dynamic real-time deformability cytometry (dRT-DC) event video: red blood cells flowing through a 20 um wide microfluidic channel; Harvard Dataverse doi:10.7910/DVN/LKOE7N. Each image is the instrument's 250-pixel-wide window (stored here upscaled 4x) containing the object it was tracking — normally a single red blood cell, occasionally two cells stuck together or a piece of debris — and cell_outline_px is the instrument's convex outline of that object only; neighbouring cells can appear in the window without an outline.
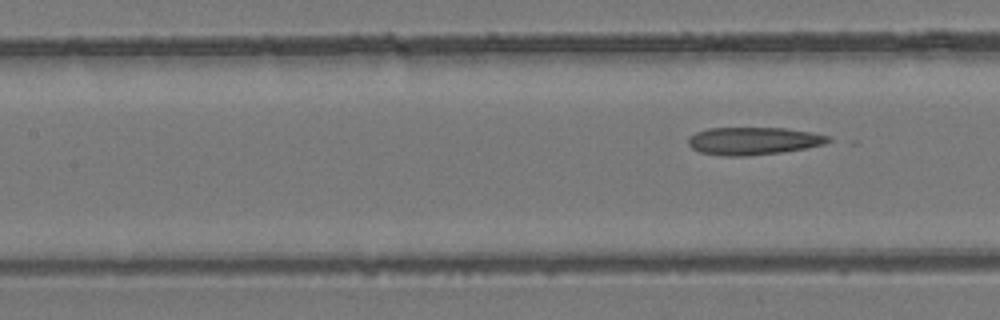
{"species": "common noctule bat (a hibernating species)", "species_latin": "Nyctalus noctula", "temperature_condition": "room temperature", "stored_images_in_passage": 6, "segment_of_instrument_passage": [2, 2], "camera_frame_rate_fps": 3000, "um_per_image_px": 0.085, "animal": {"sex": "female", "body_mass_g": 24.6, "forearm_length_mm": 56.2}, "frame": {"image": 1, "passage_image": 6, "time_ms": 7.0, "image_size_px": [1000, 320], "cell_outline_px": [[832, 140], [824, 144], [804, 148], [780, 152], [748, 156], [724, 156], [700, 152], [692, 148], [688, 144], [688, 136], [696, 132], [708, 128], [784, 128], [812, 132], [828, 136]], "centroid_in_image_um": [64.0, 11.97], "position_along_channel_um": 143.4, "area_um2": 22.48}}